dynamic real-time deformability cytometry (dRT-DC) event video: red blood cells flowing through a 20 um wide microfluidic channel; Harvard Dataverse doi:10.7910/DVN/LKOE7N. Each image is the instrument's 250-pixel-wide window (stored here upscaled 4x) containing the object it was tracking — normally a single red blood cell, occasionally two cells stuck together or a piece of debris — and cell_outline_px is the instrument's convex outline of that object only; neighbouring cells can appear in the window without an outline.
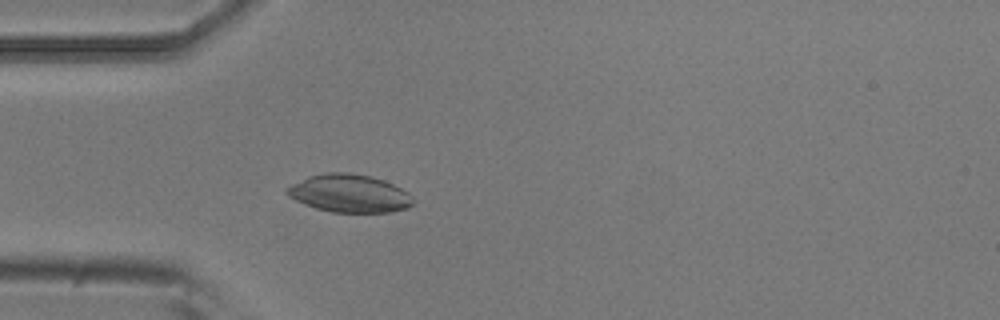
{"species": "common noctule bat (a hibernating species)", "species_latin": "Nyctalus noctula", "temperature_condition": "room temperature", "stored_images_in_passage": 5, "camera_frame_rate_fps": 3000, "um_per_image_px": 0.085, "animal": {"sex": "male", "body_mass_g": 20.5, "forearm_length_mm": 52.5}, "frame": {"image": 1, "passage_image": 5, "time_ms": 1.333, "image_size_px": [1000, 320], "cell_outline_px": [[412, 204], [408, 208], [392, 212], [332, 212], [316, 208], [304, 204], [288, 196], [284, 192], [284, 188], [308, 176], [328, 172], [348, 172], [368, 176], [384, 180], [408, 192], [412, 196]], "centroid_in_image_um": [29.67, 16.44], "position_along_channel_um": 55.3, "area_um2": 27.86}}